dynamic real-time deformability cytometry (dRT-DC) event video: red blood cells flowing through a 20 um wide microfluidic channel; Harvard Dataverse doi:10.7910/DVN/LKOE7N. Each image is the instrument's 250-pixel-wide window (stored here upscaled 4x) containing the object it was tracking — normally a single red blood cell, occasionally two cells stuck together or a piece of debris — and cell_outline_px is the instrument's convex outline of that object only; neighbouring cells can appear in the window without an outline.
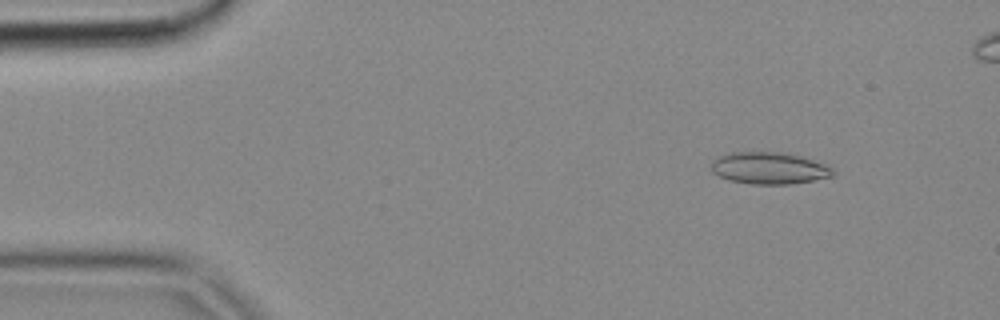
{"species": "common noctule bat (a hibernating species)", "species_latin": "Nyctalus noctula", "temperature_condition": "cold", "stored_images_in_passage": 9, "camera_frame_rate_fps": 3000, "um_per_image_px": 0.085, "animal": {"sex": "female", "body_mass_g": 18.4}, "frame": {"image": 1, "passage_image": 1, "time_ms": 0.0, "image_size_px": [1000, 320], "cell_outline_px": [[836, 172], [832, 176], [812, 180], [788, 184], [752, 184], [732, 180], [720, 176], [712, 172], [712, 160], [728, 152], [784, 152], [800, 156], [824, 164], [832, 168]], "centroid_in_image_um": [65.37, 14.28], "position_along_channel_um": 19.6, "area_um2": 22.37}}
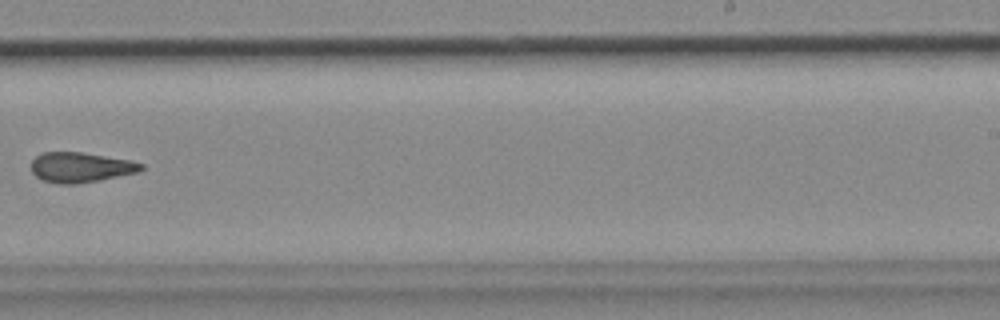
{"frame": {"image": 2, "passage_image": 9, "time_ms": 2.667, "image_size_px": [1000, 320], "cell_outline_px": [[144, 168], [140, 172], [100, 180], [76, 184], [60, 184], [44, 180], [36, 176], [32, 172], [32, 160], [40, 152], [80, 152], [132, 160], [144, 164]], "centroid_in_image_um": [6.89, 14.22], "position_along_channel_um": 282.1, "area_um2": 19.36}}